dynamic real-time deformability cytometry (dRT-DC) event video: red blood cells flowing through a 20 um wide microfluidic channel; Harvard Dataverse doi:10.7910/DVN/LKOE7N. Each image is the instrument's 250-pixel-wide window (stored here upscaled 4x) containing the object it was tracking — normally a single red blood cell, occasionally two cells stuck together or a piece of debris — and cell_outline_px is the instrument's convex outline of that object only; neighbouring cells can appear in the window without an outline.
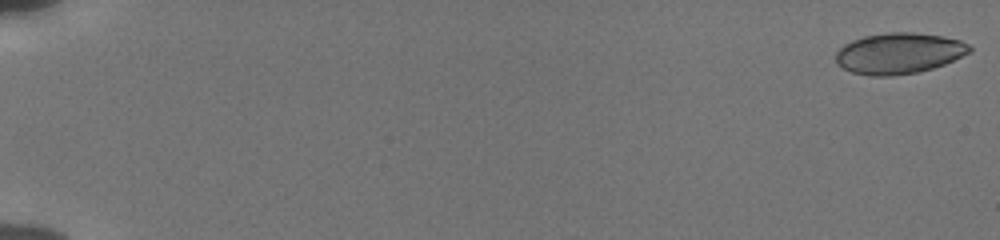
{"species": "human", "species_latin": "Homo sapiens", "temperature_condition": "cold", "stored_images_in_passage": 55, "camera_frame_rate_fps": 3000, "um_per_image_px": 0.085, "donor": {"sex": "male"}, "frame": {"image": 1, "passage_image": 1, "time_ms": 0.0, "image_size_px": [1000, 240], "cell_outline_px": [[972, 52], [944, 64], [932, 68], [916, 72], [892, 76], [872, 76], [852, 72], [836, 64], [836, 52], [844, 44], [852, 40], [864, 36], [888, 32], [912, 32], [940, 36], [960, 40], [968, 44], [972, 48]], "centroid_in_image_um": [76.4, 4.53], "position_along_channel_um": 8.6, "area_um2": 31.85}}
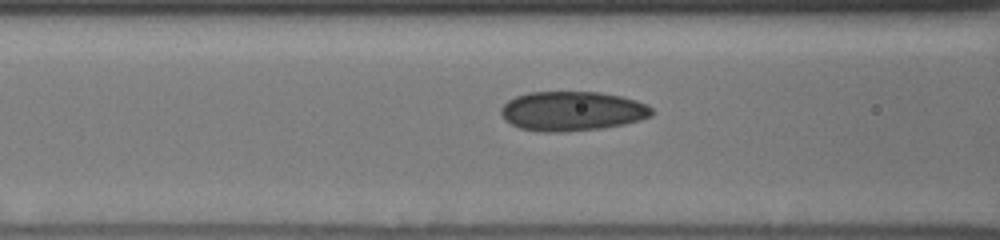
{"frame": {"image": 2, "passage_image": 25, "time_ms": 8.0, "image_size_px": [1000, 240], "cell_outline_px": [[652, 116], [640, 120], [624, 124], [604, 128], [564, 132], [544, 132], [520, 128], [504, 120], [500, 112], [500, 108], [508, 100], [516, 96], [528, 92], [600, 92], [620, 96], [636, 100], [648, 104], [652, 108]], "centroid_in_image_um": [48.63, 9.44], "position_along_channel_um": 118.0, "area_um2": 34.91}}
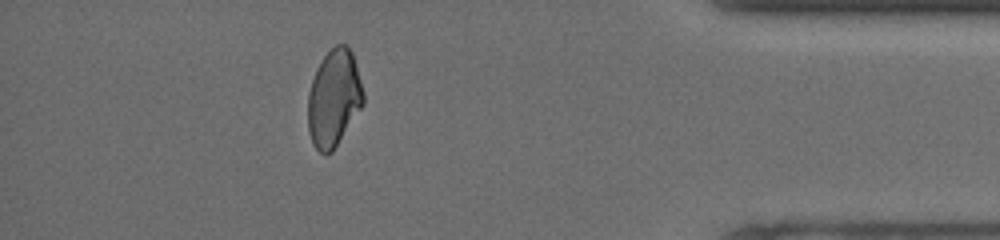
{"frame": {"image": 3, "passage_image": 50, "time_ms": 16.333, "image_size_px": [1000, 240], "cell_outline_px": [[364, 104], [332, 152], [320, 152], [312, 144], [308, 132], [308, 92], [316, 68], [324, 56], [336, 44], [344, 44], [352, 52], [364, 92]], "centroid_in_image_um": [28.37, 8.35], "position_along_channel_um": 406.8, "area_um2": 31.21}, "authors_computed_cell_mechanics": {"area_um2": 33.0038, "velocity_mm_per_s": 3.8568, "shape_relaxation_time_tau1_ms": 7.8667, "shape_relaxation_time_tau2_ms": 1.2926, "deformation_change_tau1": 0.1543, "deformation_change_tau2": 0.0574}}